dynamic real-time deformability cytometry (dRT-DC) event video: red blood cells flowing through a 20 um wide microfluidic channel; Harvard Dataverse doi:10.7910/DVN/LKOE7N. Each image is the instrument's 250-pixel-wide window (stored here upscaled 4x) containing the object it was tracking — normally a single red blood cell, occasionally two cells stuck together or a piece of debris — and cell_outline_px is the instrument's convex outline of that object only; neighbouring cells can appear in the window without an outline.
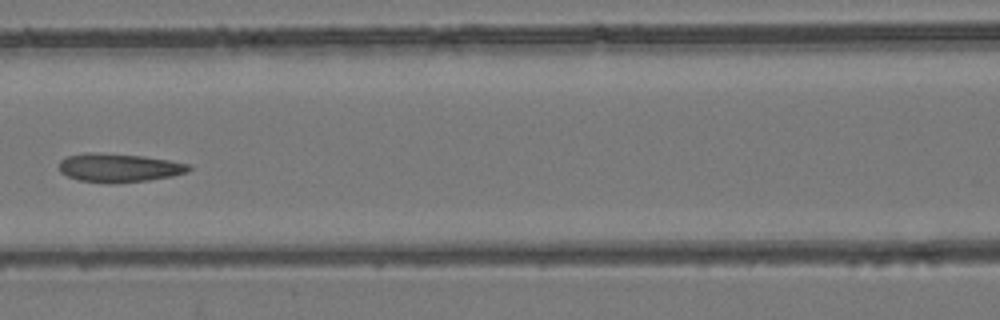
{"species": "common noctule bat (a hibernating species)", "species_latin": "Nyctalus noctula", "temperature_condition": "room temperature", "stored_images_in_passage": 5, "camera_frame_rate_fps": 3000, "um_per_image_px": 0.085, "animal": {"sex": "female", "body_mass_g": 24.6, "forearm_length_mm": 56.2}, "frame": {"image": 1, "passage_image": 5, "time_ms": 4.333, "image_size_px": [1000, 320], "cell_outline_px": [[192, 168], [188, 172], [172, 176], [148, 180], [108, 184], [80, 180], [68, 176], [60, 172], [60, 160], [68, 156], [84, 152], [92, 152], [144, 156], [168, 160], [188, 164]], "centroid_in_image_um": [10.11, 14.26], "position_along_channel_um": 156.5, "area_um2": 21.62}}